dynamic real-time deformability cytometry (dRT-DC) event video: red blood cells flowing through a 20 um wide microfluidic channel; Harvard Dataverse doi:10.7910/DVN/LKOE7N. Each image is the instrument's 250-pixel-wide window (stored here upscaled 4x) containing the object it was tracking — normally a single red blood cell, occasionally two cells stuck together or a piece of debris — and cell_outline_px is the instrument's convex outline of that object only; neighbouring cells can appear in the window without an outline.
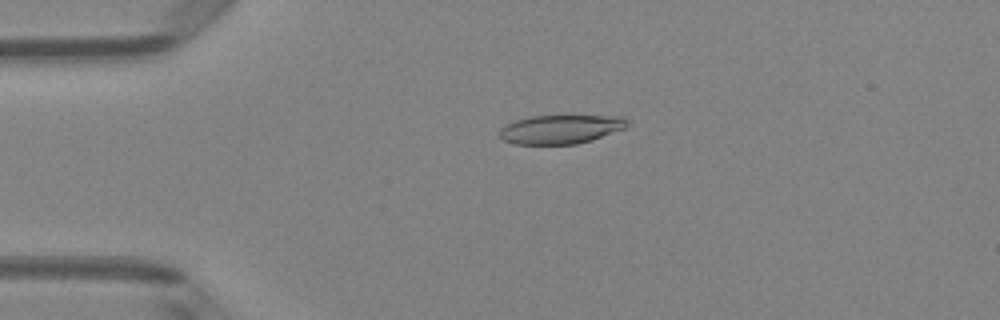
{"species": "Egyptian fruit bat (a non-hibernating species)", "species_latin": "Rousettus aegyptiacus", "temperature_condition": "room temperature", "stored_images_in_passage": 34, "camera_frame_rate_fps": 3000, "um_per_image_px": 0.085, "animal": {"sex": "female"}, "frame": {"image": 1, "passage_image": 3, "time_ms": 0.667, "image_size_px": [1000, 320], "cell_outline_px": [[628, 124], [624, 128], [592, 140], [576, 144], [516, 144], [504, 140], [500, 136], [500, 128], [504, 124], [528, 116], [624, 116], [628, 120]], "centroid_in_image_um": [47.64, 10.98], "position_along_channel_um": 37.4, "area_um2": 21.44}}
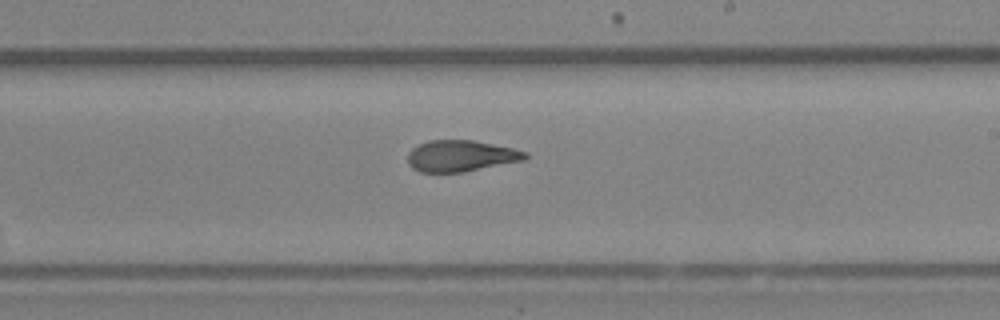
{"frame": {"image": 2, "passage_image": 21, "time_ms": 6.667, "image_size_px": [1000, 320], "cell_outline_px": [[528, 156], [524, 160], [464, 172], [420, 172], [412, 168], [408, 164], [408, 152], [412, 148], [428, 140], [472, 140], [512, 148], [528, 152]], "centroid_in_image_um": [39.16, 13.25], "position_along_channel_um": 249.8, "area_um2": 21.39}}
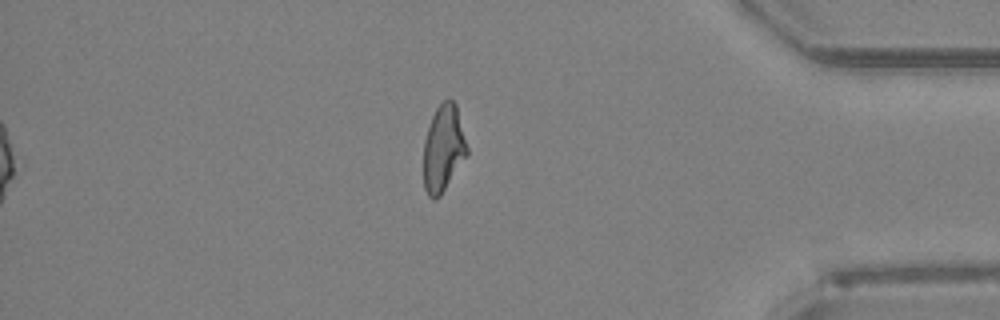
{"frame": {"image": 3, "passage_image": 34, "time_ms": 11.0, "image_size_px": [1000, 320], "cell_outline_px": [[468, 156], [440, 196], [436, 200], [432, 200], [428, 196], [424, 188], [424, 140], [432, 116], [436, 108], [448, 96], [456, 104], [468, 148]], "centroid_in_image_um": [37.7, 12.63], "position_along_channel_um": 397.5, "area_um2": 22.2}, "authors_computed_cell_mechanics": {"area_um2": 22.253, "velocity_mm_per_s": 4.1215, "shape_relaxation_time_tau1_ms": null, "shape_relaxation_time_tau2_ms": 1.9658, "deformation_change_tau1": null, "deformation_change_tau2": 0.0904}}